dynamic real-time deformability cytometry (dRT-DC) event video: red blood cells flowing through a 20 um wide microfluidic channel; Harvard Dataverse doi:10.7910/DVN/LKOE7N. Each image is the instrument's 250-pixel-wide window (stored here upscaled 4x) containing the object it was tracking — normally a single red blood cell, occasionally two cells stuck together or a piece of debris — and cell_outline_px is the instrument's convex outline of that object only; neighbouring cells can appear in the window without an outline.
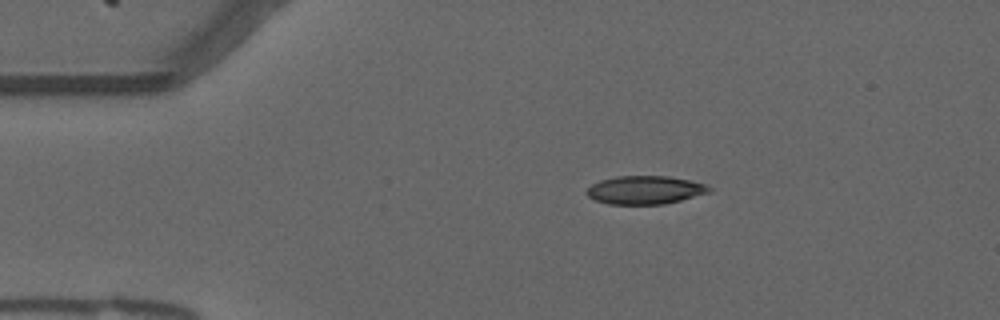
{"species": "common noctule bat (a hibernating species)", "species_latin": "Nyctalus noctula", "temperature_condition": "warm", "stored_images_in_passage": 39, "camera_frame_rate_fps": 3000, "um_per_image_px": 0.085, "animal": {"sex": "male", "forearm_length_mm": 52.5}, "frame": {"image": 1, "passage_image": 1, "time_ms": 0.0, "image_size_px": [1000, 320], "cell_outline_px": [[712, 192], [664, 204], [608, 204], [596, 200], [588, 196], [584, 192], [592, 184], [600, 180], [616, 176], [668, 176], [688, 180], [704, 184], [712, 188]], "centroid_in_image_um": [54.82, 16.15], "position_along_channel_um": 30.2, "area_um2": 20.17}}
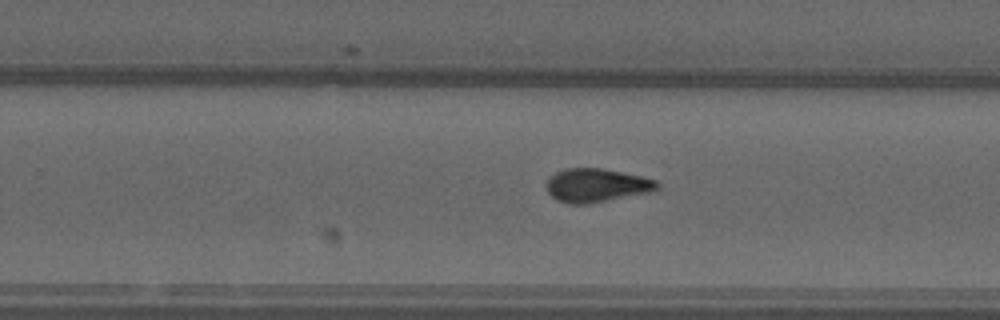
{"frame": {"image": 2, "passage_image": 25, "time_ms": 8.0, "image_size_px": [1000, 320], "cell_outline_px": [[660, 188], [656, 192], [588, 204], [568, 204], [556, 200], [548, 192], [544, 184], [556, 172], [568, 168], [600, 168], [640, 176], [656, 180], [660, 184]], "centroid_in_image_um": [50.74, 15.78], "position_along_channel_um": 279.1, "area_um2": 21.96}}
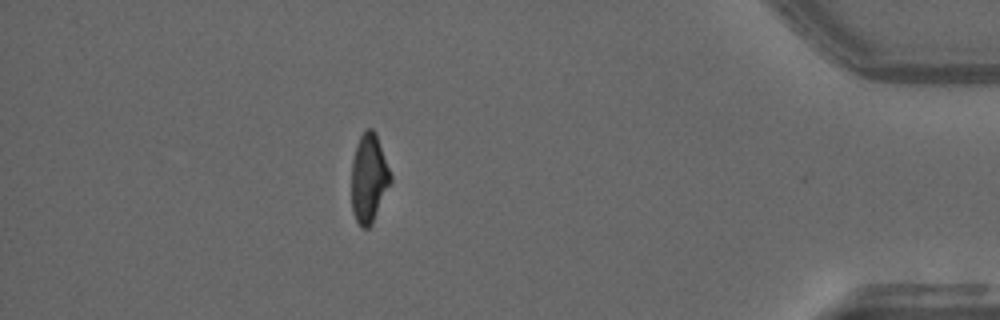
{"frame": {"image": 3, "passage_image": 39, "time_ms": 12.667, "image_size_px": [1000, 320], "cell_outline_px": [[392, 180], [372, 224], [368, 228], [360, 228], [352, 212], [352, 160], [356, 144], [360, 136], [368, 128], [372, 128], [376, 132], [392, 176]], "centroid_in_image_um": [31.35, 15.16], "position_along_channel_um": 403.8, "area_um2": 20.29}, "authors_computed_cell_mechanics": {"area_um2": 21.2126, "velocity_mm_per_s": 3.7298, "shape_relaxation_time_tau1_ms": null, "shape_relaxation_time_tau2_ms": 1.961, "deformation_change_tau1": null, "deformation_change_tau2": 0.0772}}